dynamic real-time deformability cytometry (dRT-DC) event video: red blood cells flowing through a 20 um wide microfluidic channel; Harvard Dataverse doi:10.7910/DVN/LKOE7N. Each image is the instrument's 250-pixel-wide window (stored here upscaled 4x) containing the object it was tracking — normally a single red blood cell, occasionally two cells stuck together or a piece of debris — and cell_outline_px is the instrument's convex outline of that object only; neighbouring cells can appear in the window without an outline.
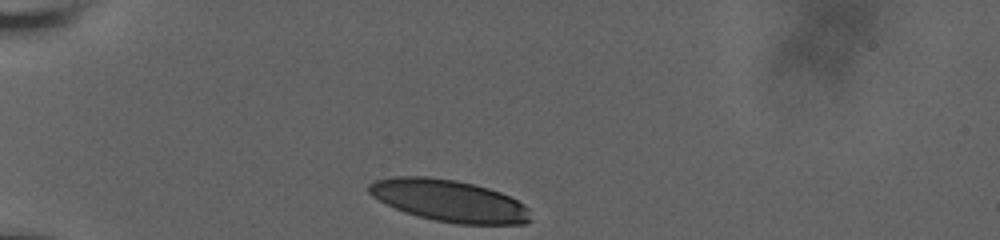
{"species": "human", "species_latin": "Homo sapiens", "temperature_condition": "room temperature", "stored_images_in_passage": 6, "camera_frame_rate_fps": 3000, "um_per_image_px": 0.085, "donor": {"sex": "male"}, "frame": {"image": 1, "passage_image": 1, "time_ms": 0.0, "image_size_px": [1000, 240], "cell_outline_px": [[532, 220], [524, 224], [456, 224], [436, 220], [404, 212], [372, 196], [368, 192], [368, 184], [376, 180], [396, 176], [424, 176], [456, 180], [488, 188], [500, 192], [524, 204], [528, 208]], "centroid_in_image_um": [38.19, 17.06], "position_along_channel_um": 46.8, "area_um2": 39.19}}
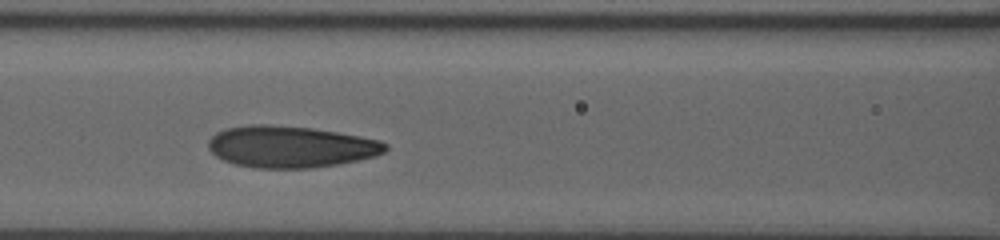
{"frame": {"image": 2, "passage_image": 5, "time_ms": 3.667, "image_size_px": [1000, 240], "cell_outline_px": [[388, 148], [384, 152], [376, 156], [340, 164], [312, 168], [252, 168], [236, 164], [224, 160], [216, 156], [208, 148], [208, 140], [216, 132], [224, 128], [248, 124], [264, 124], [312, 128], [360, 136], [380, 140], [388, 144]], "centroid_in_image_um": [24.69, 12.47], "position_along_channel_um": 141.9, "area_um2": 43.23}}
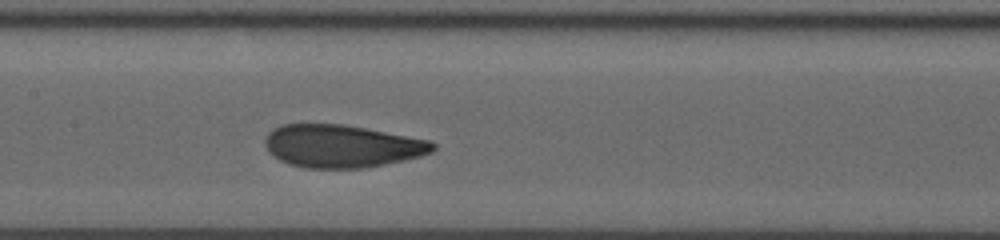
{"frame": {"image": 3, "passage_image": 6, "time_ms": 4.667, "image_size_px": [1000, 240], "cell_outline_px": [[436, 148], [432, 152], [420, 156], [404, 160], [364, 168], [304, 168], [288, 164], [280, 160], [268, 152], [264, 144], [264, 140], [268, 132], [272, 128], [280, 124], [344, 124], [432, 140], [436, 144]], "centroid_in_image_um": [29.04, 12.41], "position_along_channel_um": 178.4, "area_um2": 42.19}}